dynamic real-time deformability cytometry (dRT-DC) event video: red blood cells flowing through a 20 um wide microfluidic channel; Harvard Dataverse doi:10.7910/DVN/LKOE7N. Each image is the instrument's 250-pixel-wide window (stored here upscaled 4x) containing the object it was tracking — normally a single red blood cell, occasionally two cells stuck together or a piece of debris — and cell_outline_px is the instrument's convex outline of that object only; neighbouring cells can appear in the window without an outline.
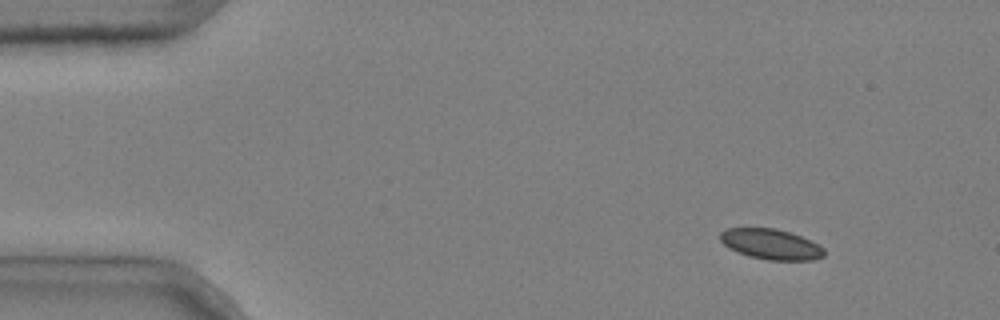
{"species": "common noctule bat (a hibernating species)", "species_latin": "Nyctalus noctula", "temperature_condition": "cold", "stored_images_in_passage": 5, "segment_of_instrument_passage": [1, 2], "camera_frame_rate_fps": 3000, "um_per_image_px": 0.085, "animal": {"sex": "male", "body_mass_g": 20.4}, "frame": {"image": 1, "passage_image": 2, "time_ms": 0.333, "image_size_px": [1000, 320], "cell_outline_px": [[824, 256], [812, 260], [768, 260], [748, 256], [728, 248], [720, 240], [720, 232], [728, 228], [776, 228], [800, 236], [820, 244], [824, 248]], "centroid_in_image_um": [65.53, 20.76], "position_along_channel_um": 19.5, "area_um2": 18.44}}